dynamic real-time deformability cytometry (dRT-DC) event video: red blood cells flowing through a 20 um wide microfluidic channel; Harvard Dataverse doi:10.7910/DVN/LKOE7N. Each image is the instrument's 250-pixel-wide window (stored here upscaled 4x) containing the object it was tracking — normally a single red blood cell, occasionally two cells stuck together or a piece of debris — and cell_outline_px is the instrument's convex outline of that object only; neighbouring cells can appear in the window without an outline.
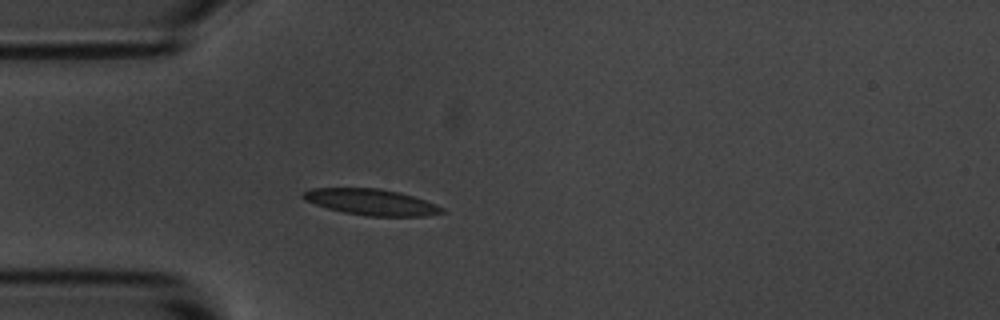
{"species": "common noctule bat (a hibernating species)", "species_latin": "Nyctalus noctula", "temperature_condition": "room temperature", "stored_images_in_passage": 3, "camera_frame_rate_fps": 3000, "um_per_image_px": 0.085, "animal": {"sex": "male", "body_mass_g": 20.1, "forearm_length_mm": 53.5}, "frame": {"image": 1, "passage_image": 3, "time_ms": 2.333, "image_size_px": [1000, 320], "cell_outline_px": [[444, 212], [424, 216], [364, 216], [344, 212], [328, 208], [304, 200], [300, 196], [304, 192], [312, 188], [380, 188], [400, 192], [436, 204], [444, 208]], "centroid_in_image_um": [31.55, 17.17], "position_along_channel_um": 53.5, "area_um2": 21.04}}